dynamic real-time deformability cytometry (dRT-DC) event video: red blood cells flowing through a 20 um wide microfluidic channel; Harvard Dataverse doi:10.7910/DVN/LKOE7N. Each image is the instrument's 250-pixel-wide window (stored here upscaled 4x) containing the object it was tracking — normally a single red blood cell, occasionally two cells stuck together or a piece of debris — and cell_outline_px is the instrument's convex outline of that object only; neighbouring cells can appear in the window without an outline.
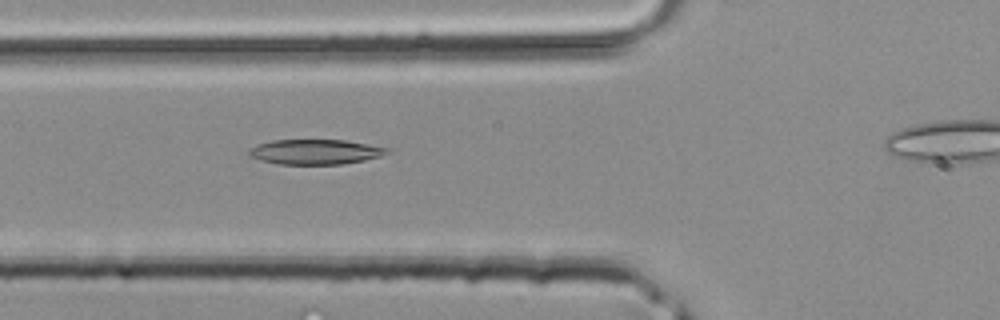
{"species": "common noctule bat (a hibernating species)", "species_latin": "Nyctalus noctula", "temperature_condition": "room temperature", "stored_images_in_passage": 29, "camera_frame_rate_fps": 3000, "um_per_image_px": 0.085, "animal": {"sex": "male", "body_mass_g": 20.4}, "frame": {"image": 1, "passage_image": 10, "time_ms": 3.0, "image_size_px": [1000, 320], "cell_outline_px": [[388, 152], [380, 156], [364, 160], [340, 164], [280, 164], [260, 160], [248, 156], [248, 152], [252, 148], [260, 144], [272, 140], [344, 140], [368, 144], [388, 148]], "centroid_in_image_um": [26.78, 12.91], "position_along_channel_um": 99.0, "area_um2": 19.83}}
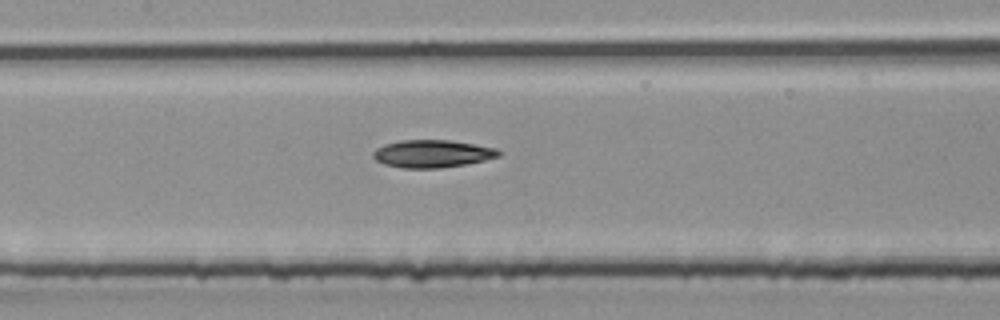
{"frame": {"image": 2, "passage_image": 14, "time_ms": 4.333, "image_size_px": [1000, 320], "cell_outline_px": [[504, 152], [500, 156], [484, 160], [464, 164], [440, 168], [404, 168], [384, 164], [376, 160], [372, 156], [372, 152], [376, 148], [384, 144], [400, 140], [448, 140], [496, 148]], "centroid_in_image_um": [36.73, 13.06], "position_along_channel_um": 170.7, "area_um2": 20.17}}
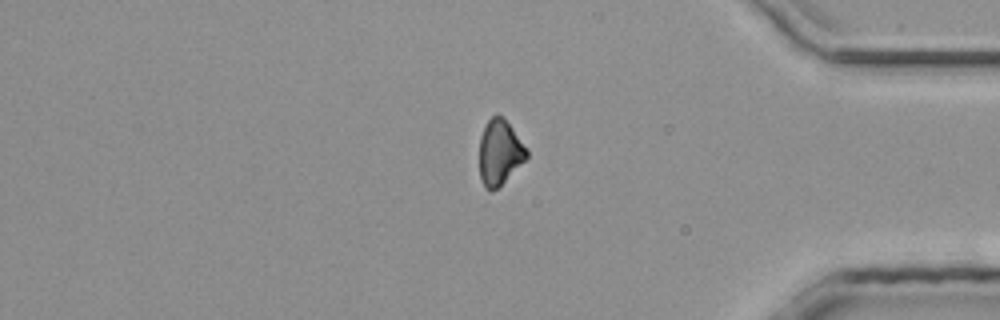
{"frame": {"image": 3, "passage_image": 28, "time_ms": 9.0, "image_size_px": [1000, 320], "cell_outline_px": [[528, 156], [492, 192], [484, 188], [480, 176], [480, 136], [488, 120], [496, 112], [504, 116], [528, 148]], "centroid_in_image_um": [42.47, 12.89], "position_along_channel_um": 392.7, "area_um2": 17.92}}